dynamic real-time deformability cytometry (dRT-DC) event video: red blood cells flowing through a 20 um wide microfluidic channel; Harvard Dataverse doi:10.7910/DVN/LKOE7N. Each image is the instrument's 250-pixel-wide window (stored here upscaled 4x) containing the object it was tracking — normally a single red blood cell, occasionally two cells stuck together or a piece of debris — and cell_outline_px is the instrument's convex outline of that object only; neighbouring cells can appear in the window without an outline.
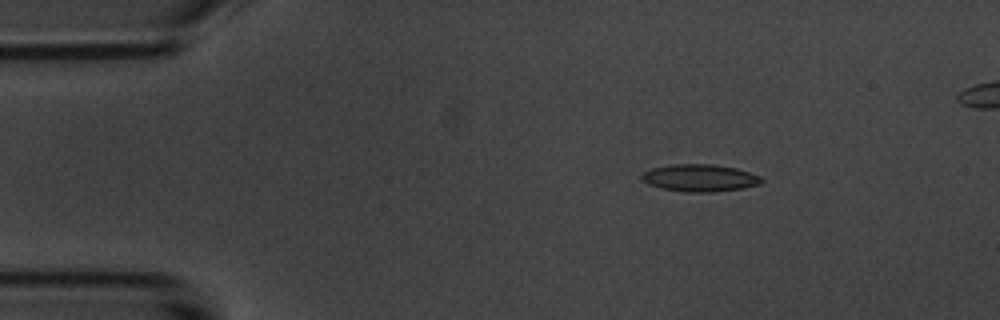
{"species": "common noctule bat (a hibernating species)", "species_latin": "Nyctalus noctula", "temperature_condition": "room temperature", "stored_images_in_passage": 5, "camera_frame_rate_fps": 3000, "um_per_image_px": 0.085, "animal": {"sex": "male", "body_mass_g": 20.1, "forearm_length_mm": 53.5}, "frame": {"image": 1, "passage_image": 2, "time_ms": 1.0, "image_size_px": [1000, 320], "cell_outline_px": [[764, 180], [760, 184], [740, 188], [712, 192], [688, 192], [660, 188], [648, 184], [640, 180], [640, 176], [644, 172], [652, 168], [672, 164], [712, 164], [736, 168], [760, 176]], "centroid_in_image_um": [59.44, 15.12], "position_along_channel_um": 25.6, "area_um2": 18.96}}